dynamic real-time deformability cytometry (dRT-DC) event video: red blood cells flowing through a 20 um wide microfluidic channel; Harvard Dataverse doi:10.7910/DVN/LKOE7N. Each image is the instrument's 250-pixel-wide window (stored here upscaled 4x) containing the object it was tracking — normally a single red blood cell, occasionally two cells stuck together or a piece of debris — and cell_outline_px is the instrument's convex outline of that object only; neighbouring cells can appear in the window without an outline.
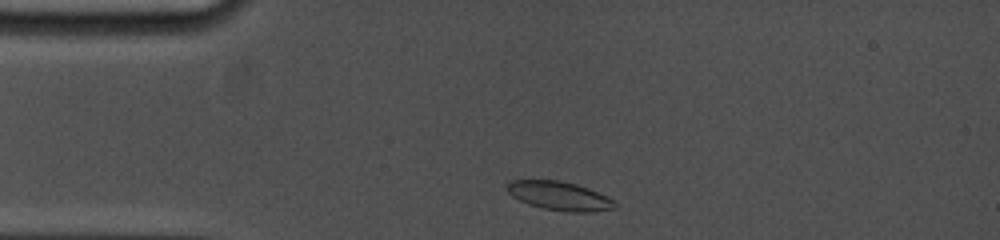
{"species": "common noctule bat (a hibernating species)", "species_latin": "Nyctalus noctula", "temperature_condition": "cold", "stored_images_in_passage": 15, "camera_frame_rate_fps": 5000, "um_per_image_px": 0.085, "animal": {"sex": "female", "body_mass_g": 19.0, "forearm_length_mm": 53.3}, "frame": {"image": 1, "passage_image": 1, "time_ms": 0.0, "image_size_px": [1000, 240], "cell_outline_px": [[620, 204], [616, 208], [592, 212], [568, 212], [544, 208], [528, 204], [512, 196], [504, 188], [512, 180], [560, 180], [576, 184], [588, 188], [608, 196], [616, 200]], "centroid_in_image_um": [47.61, 16.65], "position_along_channel_um": 37.4, "area_um2": 18.32}}
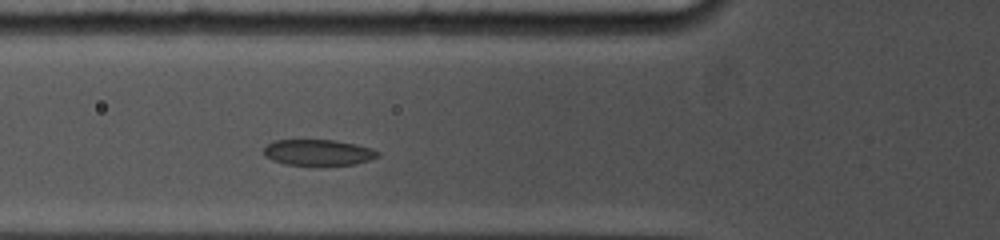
{"frame": {"image": 2, "passage_image": 10, "time_ms": 2.4, "image_size_px": [1000, 240], "cell_outline_px": [[380, 156], [356, 164], [284, 164], [272, 160], [264, 156], [264, 148], [268, 144], [276, 140], [336, 140], [356, 144], [372, 148], [380, 152]], "centroid_in_image_um": [27.07, 12.94], "position_along_channel_um": 98.7, "area_um2": 17.05}}
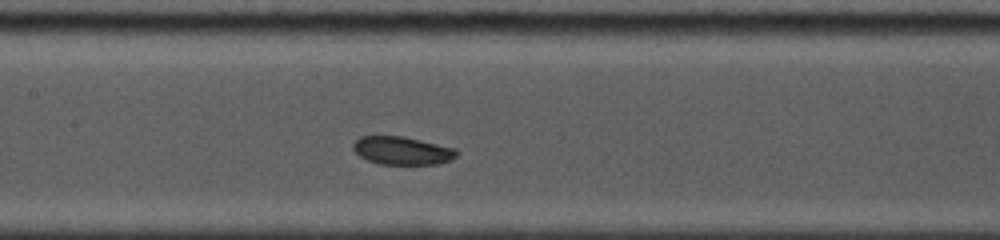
{"frame": {"image": 3, "passage_image": 15, "time_ms": 4.4, "image_size_px": [1000, 240], "cell_outline_px": [[460, 152], [452, 160], [436, 164], [380, 164], [368, 160], [360, 156], [352, 148], [352, 144], [360, 136], [400, 136], [420, 140], [456, 148]], "centroid_in_image_um": [34.2, 12.8], "position_along_channel_um": 173.2, "area_um2": 16.94}}